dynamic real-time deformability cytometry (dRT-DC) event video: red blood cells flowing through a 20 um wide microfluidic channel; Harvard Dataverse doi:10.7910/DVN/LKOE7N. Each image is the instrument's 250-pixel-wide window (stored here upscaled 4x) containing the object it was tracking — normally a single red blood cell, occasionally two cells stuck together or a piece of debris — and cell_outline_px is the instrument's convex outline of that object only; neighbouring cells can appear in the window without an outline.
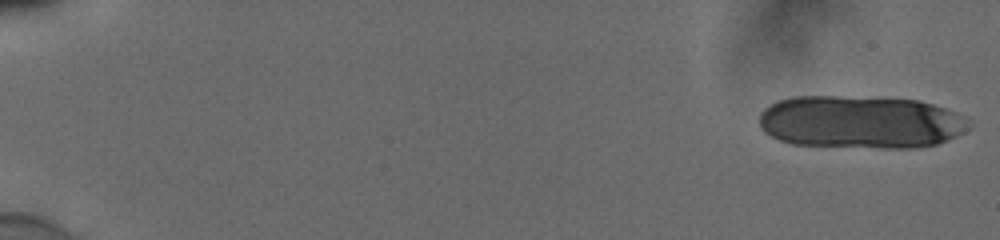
{"species": "human", "species_latin": "Homo sapiens", "temperature_condition": "cold", "stored_images_in_passage": 18, "camera_frame_rate_fps": 3000, "um_per_image_px": 0.085, "donor": {"sex": "male"}, "frame": {"image": 1, "passage_image": 1, "time_ms": 0.0, "image_size_px": [1000, 240], "cell_outline_px": [[972, 124], [964, 132], [948, 140], [936, 144], [916, 148], [884, 148], [792, 144], [780, 140], [764, 132], [760, 128], [760, 112], [768, 104], [776, 100], [792, 96], [836, 96], [920, 100], [944, 108], [972, 120]], "centroid_in_image_um": [73.14, 10.37], "position_along_channel_um": 11.9, "area_um2": 65.03}}